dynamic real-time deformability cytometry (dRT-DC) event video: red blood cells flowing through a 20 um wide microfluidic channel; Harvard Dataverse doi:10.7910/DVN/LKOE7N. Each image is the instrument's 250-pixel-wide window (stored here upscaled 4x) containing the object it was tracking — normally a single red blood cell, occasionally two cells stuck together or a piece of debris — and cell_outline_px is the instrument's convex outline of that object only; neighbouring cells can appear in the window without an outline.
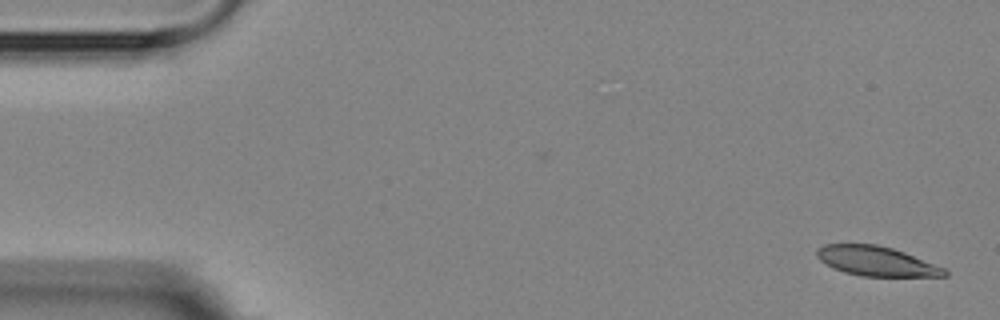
{"species": "Egyptian fruit bat (a non-hibernating species)", "species_latin": "Rousettus aegyptiacus", "temperature_condition": "room temperature", "stored_images_in_passage": 4, "camera_frame_rate_fps": 3000, "um_per_image_px": 0.085, "animal": {"sex": "female"}, "frame": {"image": 1, "passage_image": 1, "time_ms": 0.0, "image_size_px": [1000, 320], "cell_outline_px": [[948, 276], [860, 276], [844, 272], [820, 260], [816, 256], [816, 252], [824, 244], [876, 244], [892, 248], [904, 252], [944, 268], [948, 272]], "centroid_in_image_um": [74.5, 22.2], "position_along_channel_um": 10.5, "area_um2": 21.68}}
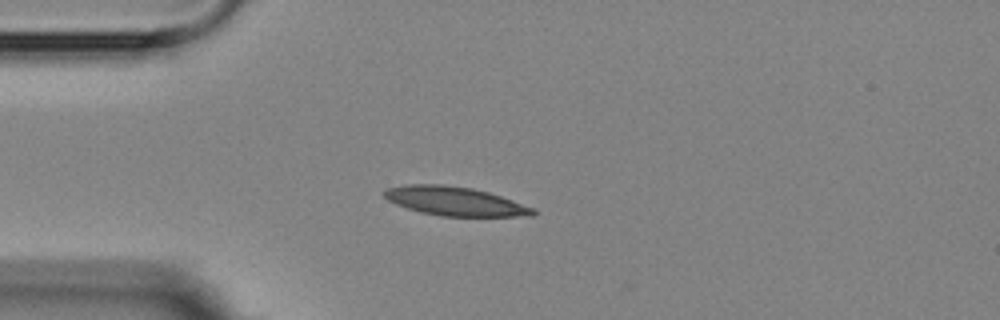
{"frame": {"image": 2, "passage_image": 4, "time_ms": 4.0, "image_size_px": [1000, 320], "cell_outline_px": [[536, 216], [440, 216], [420, 212], [396, 204], [388, 200], [384, 196], [384, 192], [388, 188], [404, 184], [444, 184], [472, 188], [488, 192], [536, 208]], "centroid_in_image_um": [38.69, 17.1], "position_along_channel_um": 46.3, "area_um2": 25.09}}